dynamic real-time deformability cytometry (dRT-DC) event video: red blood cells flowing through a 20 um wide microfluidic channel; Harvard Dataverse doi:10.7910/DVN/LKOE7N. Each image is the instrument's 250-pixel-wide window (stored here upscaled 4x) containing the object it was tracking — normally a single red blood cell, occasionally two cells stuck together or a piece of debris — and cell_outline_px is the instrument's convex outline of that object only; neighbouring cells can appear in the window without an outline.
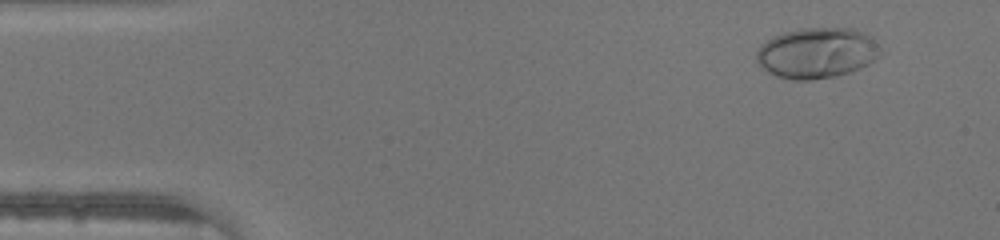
{"species": "human", "species_latin": "Homo sapiens", "temperature_condition": "warm", "stored_images_in_passage": 46, "camera_frame_rate_fps": 3000, "um_per_image_px": 0.085, "donor": {"sex": "male"}, "frame": {"image": 1, "passage_image": 4, "time_ms": 1.0, "image_size_px": [1000, 240], "cell_outline_px": [[884, 52], [880, 56], [868, 64], [860, 68], [836, 76], [808, 80], [792, 80], [776, 76], [760, 68], [756, 60], [756, 52], [760, 44], [784, 32], [800, 28], [852, 28], [864, 32], [872, 36]], "centroid_in_image_um": [69.45, 4.5], "position_along_channel_um": 15.6, "area_um2": 36.93}}
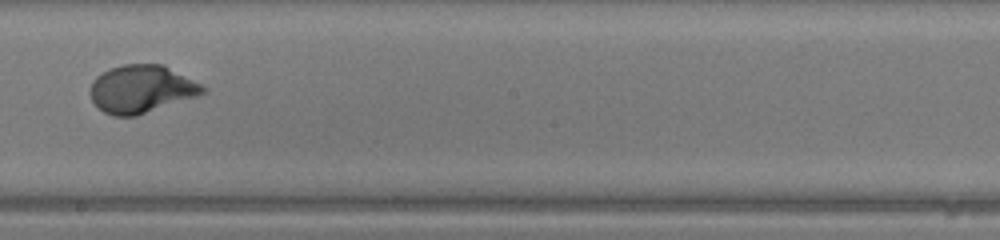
{"frame": {"image": 2, "passage_image": 26, "time_ms": 8.333, "image_size_px": [1000, 240], "cell_outline_px": [[208, 88], [204, 92], [196, 96], [136, 116], [112, 116], [104, 112], [92, 100], [88, 92], [88, 88], [92, 80], [96, 76], [108, 68], [120, 64], [164, 64]], "centroid_in_image_um": [11.97, 7.55], "position_along_channel_um": 236.2, "area_um2": 31.5}}
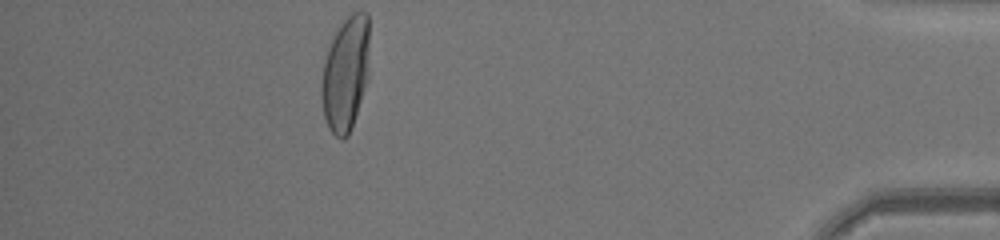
{"frame": {"image": 3, "passage_image": 41, "time_ms": 13.333, "image_size_px": [1000, 240], "cell_outline_px": [[368, 80], [352, 128], [348, 136], [344, 140], [340, 140], [328, 128], [324, 116], [320, 96], [320, 88], [324, 60], [328, 48], [336, 32], [344, 20], [352, 12], [368, 12]], "centroid_in_image_um": [29.36, 6.32], "position_along_channel_um": 405.8, "area_um2": 32.25}}